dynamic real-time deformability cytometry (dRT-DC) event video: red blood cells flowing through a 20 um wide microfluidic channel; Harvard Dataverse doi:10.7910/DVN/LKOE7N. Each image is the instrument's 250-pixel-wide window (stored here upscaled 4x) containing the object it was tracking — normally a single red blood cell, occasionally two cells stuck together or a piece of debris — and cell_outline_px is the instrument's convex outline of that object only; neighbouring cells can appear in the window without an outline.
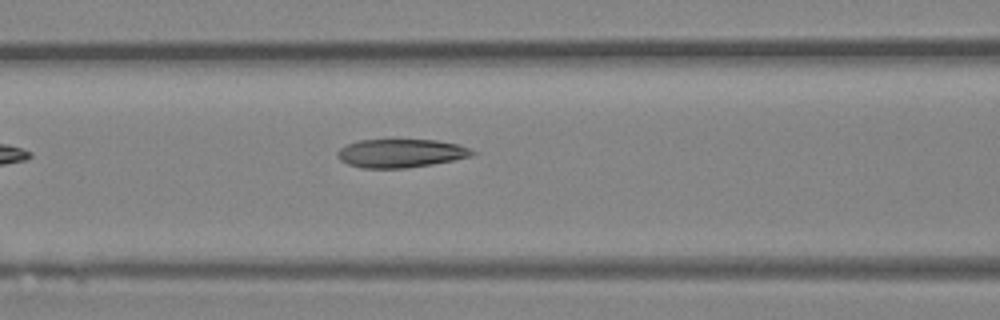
{"species": "Egyptian fruit bat (a non-hibernating species)", "species_latin": "Rousettus aegyptiacus", "temperature_condition": "room temperature", "stored_images_in_passage": 6, "camera_frame_rate_fps": 3000, "um_per_image_px": 0.085, "animal": {"sex": "female"}, "frame": {"image": 1, "passage_image": 6, "time_ms": 5.667, "image_size_px": [1000, 320], "cell_outline_px": [[476, 152], [472, 156], [432, 164], [404, 168], [360, 168], [348, 164], [340, 160], [336, 156], [336, 152], [340, 148], [348, 144], [360, 140], [436, 140], [460, 144]], "centroid_in_image_um": [34.05, 13.03], "position_along_channel_um": 132.6, "area_um2": 22.31}}